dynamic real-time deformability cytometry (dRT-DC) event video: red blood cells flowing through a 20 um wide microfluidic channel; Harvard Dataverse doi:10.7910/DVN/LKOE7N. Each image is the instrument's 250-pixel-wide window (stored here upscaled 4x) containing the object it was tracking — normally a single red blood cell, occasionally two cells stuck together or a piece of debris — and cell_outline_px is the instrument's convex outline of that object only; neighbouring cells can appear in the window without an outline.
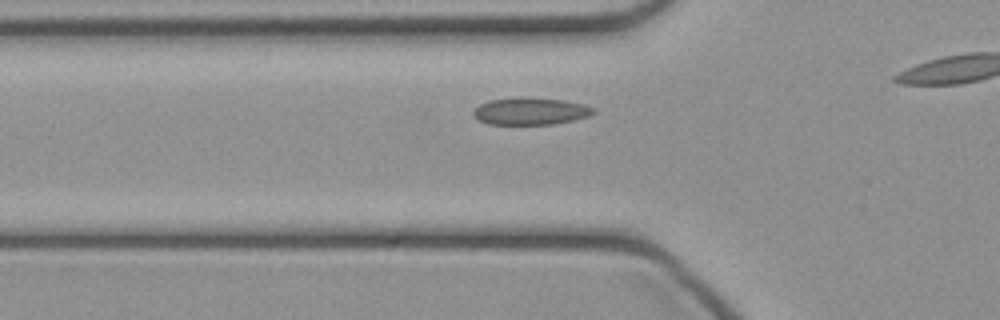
{"species": "common noctule bat (a hibernating species)", "species_latin": "Nyctalus noctula", "temperature_condition": "cold", "stored_images_in_passage": 7, "camera_frame_rate_fps": 3000, "um_per_image_px": 0.085, "animal": {"sex": "female", "body_mass_g": 21.9}, "frame": {"image": 1, "passage_image": 2, "time_ms": 0.333, "image_size_px": [1000, 320], "cell_outline_px": [[596, 112], [588, 116], [572, 120], [552, 124], [488, 124], [476, 120], [472, 112], [480, 104], [488, 100], [564, 100], [584, 104], [596, 108]], "centroid_in_image_um": [45.1, 9.5], "position_along_channel_um": 80.7, "area_um2": 18.15}}
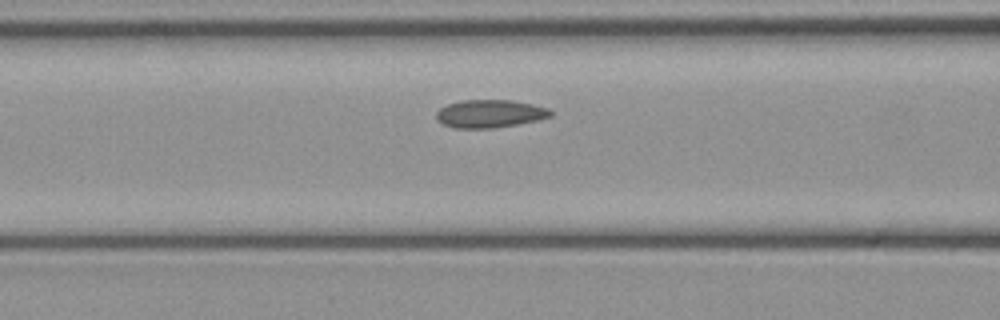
{"frame": {"image": 2, "passage_image": 5, "time_ms": 1.333, "image_size_px": [1000, 320], "cell_outline_px": [[552, 116], [536, 120], [516, 124], [492, 128], [452, 128], [436, 120], [436, 112], [440, 108], [448, 104], [460, 100], [512, 100], [532, 104], [548, 108], [552, 112]], "centroid_in_image_um": [41.6, 9.66], "position_along_channel_um": 125.0, "area_um2": 18.55}}